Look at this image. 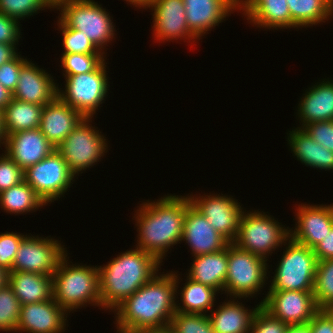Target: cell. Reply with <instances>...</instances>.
<instances>
[{"mask_svg":"<svg viewBox=\"0 0 333 333\" xmlns=\"http://www.w3.org/2000/svg\"><path fill=\"white\" fill-rule=\"evenodd\" d=\"M180 292L182 306L176 301V312L205 314L209 310H214L212 307L215 306V296L218 292L214 288L196 282L187 276V281Z\"/></svg>","mask_w":333,"mask_h":333,"instance_id":"f546056e","label":"cell"},{"mask_svg":"<svg viewBox=\"0 0 333 333\" xmlns=\"http://www.w3.org/2000/svg\"><path fill=\"white\" fill-rule=\"evenodd\" d=\"M54 8L61 11L59 18L69 28L82 31L99 51L105 53L104 45L108 46L107 42L112 41L116 32L105 8L93 0H63Z\"/></svg>","mask_w":333,"mask_h":333,"instance_id":"5b68a950","label":"cell"},{"mask_svg":"<svg viewBox=\"0 0 333 333\" xmlns=\"http://www.w3.org/2000/svg\"><path fill=\"white\" fill-rule=\"evenodd\" d=\"M24 171L5 153L0 156V193L24 180Z\"/></svg>","mask_w":333,"mask_h":333,"instance_id":"60d3db41","label":"cell"},{"mask_svg":"<svg viewBox=\"0 0 333 333\" xmlns=\"http://www.w3.org/2000/svg\"><path fill=\"white\" fill-rule=\"evenodd\" d=\"M58 24L63 35L64 52L62 54H103L82 31L69 28L60 18Z\"/></svg>","mask_w":333,"mask_h":333,"instance_id":"d590c367","label":"cell"},{"mask_svg":"<svg viewBox=\"0 0 333 333\" xmlns=\"http://www.w3.org/2000/svg\"><path fill=\"white\" fill-rule=\"evenodd\" d=\"M289 132V146L297 160L319 170H333V151L314 141L303 128L298 127Z\"/></svg>","mask_w":333,"mask_h":333,"instance_id":"83f0119b","label":"cell"},{"mask_svg":"<svg viewBox=\"0 0 333 333\" xmlns=\"http://www.w3.org/2000/svg\"><path fill=\"white\" fill-rule=\"evenodd\" d=\"M21 304L12 287L7 283L0 288V331L16 332Z\"/></svg>","mask_w":333,"mask_h":333,"instance_id":"836d02e7","label":"cell"},{"mask_svg":"<svg viewBox=\"0 0 333 333\" xmlns=\"http://www.w3.org/2000/svg\"><path fill=\"white\" fill-rule=\"evenodd\" d=\"M44 205V201L24 180L0 193V206L10 214L28 213Z\"/></svg>","mask_w":333,"mask_h":333,"instance_id":"1f68e13d","label":"cell"},{"mask_svg":"<svg viewBox=\"0 0 333 333\" xmlns=\"http://www.w3.org/2000/svg\"><path fill=\"white\" fill-rule=\"evenodd\" d=\"M53 81V77L46 70L27 60L21 66L12 97L40 106L47 105L58 96V85Z\"/></svg>","mask_w":333,"mask_h":333,"instance_id":"ffe728a7","label":"cell"},{"mask_svg":"<svg viewBox=\"0 0 333 333\" xmlns=\"http://www.w3.org/2000/svg\"><path fill=\"white\" fill-rule=\"evenodd\" d=\"M106 64L104 60L92 72L64 76L65 91L58 88V97L84 117H93L109 90Z\"/></svg>","mask_w":333,"mask_h":333,"instance_id":"30bf717a","label":"cell"},{"mask_svg":"<svg viewBox=\"0 0 333 333\" xmlns=\"http://www.w3.org/2000/svg\"><path fill=\"white\" fill-rule=\"evenodd\" d=\"M8 284L21 305L53 298V277L39 273L10 271Z\"/></svg>","mask_w":333,"mask_h":333,"instance_id":"d4e9b609","label":"cell"},{"mask_svg":"<svg viewBox=\"0 0 333 333\" xmlns=\"http://www.w3.org/2000/svg\"><path fill=\"white\" fill-rule=\"evenodd\" d=\"M5 152L23 171L52 154V145L39 128L16 132L5 137Z\"/></svg>","mask_w":333,"mask_h":333,"instance_id":"e0dca14e","label":"cell"},{"mask_svg":"<svg viewBox=\"0 0 333 333\" xmlns=\"http://www.w3.org/2000/svg\"><path fill=\"white\" fill-rule=\"evenodd\" d=\"M170 327L174 333H215L208 314L175 312Z\"/></svg>","mask_w":333,"mask_h":333,"instance_id":"e575fe53","label":"cell"},{"mask_svg":"<svg viewBox=\"0 0 333 333\" xmlns=\"http://www.w3.org/2000/svg\"><path fill=\"white\" fill-rule=\"evenodd\" d=\"M285 333H310L309 324L288 325Z\"/></svg>","mask_w":333,"mask_h":333,"instance_id":"681fc988","label":"cell"},{"mask_svg":"<svg viewBox=\"0 0 333 333\" xmlns=\"http://www.w3.org/2000/svg\"><path fill=\"white\" fill-rule=\"evenodd\" d=\"M47 7L54 5L49 0H0V13L18 22Z\"/></svg>","mask_w":333,"mask_h":333,"instance_id":"8d00e7d4","label":"cell"},{"mask_svg":"<svg viewBox=\"0 0 333 333\" xmlns=\"http://www.w3.org/2000/svg\"><path fill=\"white\" fill-rule=\"evenodd\" d=\"M264 212H242L238 235L233 242L241 250L251 252L266 261L268 254L288 242L290 230Z\"/></svg>","mask_w":333,"mask_h":333,"instance_id":"8992f818","label":"cell"},{"mask_svg":"<svg viewBox=\"0 0 333 333\" xmlns=\"http://www.w3.org/2000/svg\"><path fill=\"white\" fill-rule=\"evenodd\" d=\"M158 274L114 309L115 324L137 330L170 326L179 279L173 271Z\"/></svg>","mask_w":333,"mask_h":333,"instance_id":"6da1fadb","label":"cell"},{"mask_svg":"<svg viewBox=\"0 0 333 333\" xmlns=\"http://www.w3.org/2000/svg\"><path fill=\"white\" fill-rule=\"evenodd\" d=\"M239 10L260 28H292L287 0H239Z\"/></svg>","mask_w":333,"mask_h":333,"instance_id":"603a6c76","label":"cell"},{"mask_svg":"<svg viewBox=\"0 0 333 333\" xmlns=\"http://www.w3.org/2000/svg\"><path fill=\"white\" fill-rule=\"evenodd\" d=\"M44 106L12 98L2 110L4 136L40 127Z\"/></svg>","mask_w":333,"mask_h":333,"instance_id":"f1b7e54d","label":"cell"},{"mask_svg":"<svg viewBox=\"0 0 333 333\" xmlns=\"http://www.w3.org/2000/svg\"><path fill=\"white\" fill-rule=\"evenodd\" d=\"M191 204L206 217L212 227L233 243L238 235L243 208L231 196L223 194L188 196Z\"/></svg>","mask_w":333,"mask_h":333,"instance_id":"5bb4252c","label":"cell"},{"mask_svg":"<svg viewBox=\"0 0 333 333\" xmlns=\"http://www.w3.org/2000/svg\"><path fill=\"white\" fill-rule=\"evenodd\" d=\"M92 117H84L75 129L56 147L75 175L99 162L107 152V141L90 124ZM89 124V125H88ZM83 170V171H82Z\"/></svg>","mask_w":333,"mask_h":333,"instance_id":"9c48e42d","label":"cell"},{"mask_svg":"<svg viewBox=\"0 0 333 333\" xmlns=\"http://www.w3.org/2000/svg\"><path fill=\"white\" fill-rule=\"evenodd\" d=\"M308 324L310 333H333V310L319 309Z\"/></svg>","mask_w":333,"mask_h":333,"instance_id":"f6af8a7d","label":"cell"},{"mask_svg":"<svg viewBox=\"0 0 333 333\" xmlns=\"http://www.w3.org/2000/svg\"><path fill=\"white\" fill-rule=\"evenodd\" d=\"M288 325L260 306L252 320L250 333H285Z\"/></svg>","mask_w":333,"mask_h":333,"instance_id":"f35d334b","label":"cell"},{"mask_svg":"<svg viewBox=\"0 0 333 333\" xmlns=\"http://www.w3.org/2000/svg\"><path fill=\"white\" fill-rule=\"evenodd\" d=\"M296 211L297 226L289 229L290 238L313 249L333 227V204H301Z\"/></svg>","mask_w":333,"mask_h":333,"instance_id":"2e32d148","label":"cell"},{"mask_svg":"<svg viewBox=\"0 0 333 333\" xmlns=\"http://www.w3.org/2000/svg\"><path fill=\"white\" fill-rule=\"evenodd\" d=\"M287 4L293 28L317 25L332 15V0H287Z\"/></svg>","mask_w":333,"mask_h":333,"instance_id":"4dcf8cb0","label":"cell"},{"mask_svg":"<svg viewBox=\"0 0 333 333\" xmlns=\"http://www.w3.org/2000/svg\"><path fill=\"white\" fill-rule=\"evenodd\" d=\"M12 93L0 84V110L2 111L12 100Z\"/></svg>","mask_w":333,"mask_h":333,"instance_id":"c3c4849f","label":"cell"},{"mask_svg":"<svg viewBox=\"0 0 333 333\" xmlns=\"http://www.w3.org/2000/svg\"><path fill=\"white\" fill-rule=\"evenodd\" d=\"M141 205L134 216L135 225L138 226L136 247L153 254L162 263L168 249L182 242L184 218L191 205L190 199L167 194L156 202L148 200Z\"/></svg>","mask_w":333,"mask_h":333,"instance_id":"7a4b0ae2","label":"cell"},{"mask_svg":"<svg viewBox=\"0 0 333 333\" xmlns=\"http://www.w3.org/2000/svg\"><path fill=\"white\" fill-rule=\"evenodd\" d=\"M313 252L318 261L333 258V227L324 239L313 248Z\"/></svg>","mask_w":333,"mask_h":333,"instance_id":"bcb514c9","label":"cell"},{"mask_svg":"<svg viewBox=\"0 0 333 333\" xmlns=\"http://www.w3.org/2000/svg\"><path fill=\"white\" fill-rule=\"evenodd\" d=\"M116 326H117V332L119 331V333H142L141 330L121 327L119 325H116Z\"/></svg>","mask_w":333,"mask_h":333,"instance_id":"db71d44e","label":"cell"},{"mask_svg":"<svg viewBox=\"0 0 333 333\" xmlns=\"http://www.w3.org/2000/svg\"><path fill=\"white\" fill-rule=\"evenodd\" d=\"M23 176L46 205L64 195L76 177L57 150L27 168Z\"/></svg>","mask_w":333,"mask_h":333,"instance_id":"8fae6325","label":"cell"},{"mask_svg":"<svg viewBox=\"0 0 333 333\" xmlns=\"http://www.w3.org/2000/svg\"><path fill=\"white\" fill-rule=\"evenodd\" d=\"M313 294L318 309L333 310V258L318 261Z\"/></svg>","mask_w":333,"mask_h":333,"instance_id":"d6a6232c","label":"cell"},{"mask_svg":"<svg viewBox=\"0 0 333 333\" xmlns=\"http://www.w3.org/2000/svg\"><path fill=\"white\" fill-rule=\"evenodd\" d=\"M303 95L297 110L302 126L333 120V80L317 83Z\"/></svg>","mask_w":333,"mask_h":333,"instance_id":"cb8c5ba5","label":"cell"},{"mask_svg":"<svg viewBox=\"0 0 333 333\" xmlns=\"http://www.w3.org/2000/svg\"><path fill=\"white\" fill-rule=\"evenodd\" d=\"M26 235L6 232L0 234V266L9 272L12 269L14 258L19 249L22 239Z\"/></svg>","mask_w":333,"mask_h":333,"instance_id":"ab89813d","label":"cell"},{"mask_svg":"<svg viewBox=\"0 0 333 333\" xmlns=\"http://www.w3.org/2000/svg\"><path fill=\"white\" fill-rule=\"evenodd\" d=\"M160 264L153 254L135 247L112 258L104 267L98 266L102 308L114 310L150 281Z\"/></svg>","mask_w":333,"mask_h":333,"instance_id":"3957f363","label":"cell"},{"mask_svg":"<svg viewBox=\"0 0 333 333\" xmlns=\"http://www.w3.org/2000/svg\"><path fill=\"white\" fill-rule=\"evenodd\" d=\"M126 2L130 3L131 5L138 7V8H149V5L152 0H125Z\"/></svg>","mask_w":333,"mask_h":333,"instance_id":"f907efd6","label":"cell"},{"mask_svg":"<svg viewBox=\"0 0 333 333\" xmlns=\"http://www.w3.org/2000/svg\"><path fill=\"white\" fill-rule=\"evenodd\" d=\"M183 3L188 28L199 40L228 14L239 9V0H183Z\"/></svg>","mask_w":333,"mask_h":333,"instance_id":"44dd1931","label":"cell"},{"mask_svg":"<svg viewBox=\"0 0 333 333\" xmlns=\"http://www.w3.org/2000/svg\"><path fill=\"white\" fill-rule=\"evenodd\" d=\"M151 7V8H150ZM149 8L153 12V33L157 41L197 40L190 32L186 22L183 0H152Z\"/></svg>","mask_w":333,"mask_h":333,"instance_id":"9a60e30c","label":"cell"},{"mask_svg":"<svg viewBox=\"0 0 333 333\" xmlns=\"http://www.w3.org/2000/svg\"><path fill=\"white\" fill-rule=\"evenodd\" d=\"M1 144L3 146V144H5V136L3 133V128H2V111L0 110V147Z\"/></svg>","mask_w":333,"mask_h":333,"instance_id":"11a10c76","label":"cell"},{"mask_svg":"<svg viewBox=\"0 0 333 333\" xmlns=\"http://www.w3.org/2000/svg\"><path fill=\"white\" fill-rule=\"evenodd\" d=\"M188 277L196 282L224 291L228 267V246L215 253L199 255L193 258Z\"/></svg>","mask_w":333,"mask_h":333,"instance_id":"4316f807","label":"cell"},{"mask_svg":"<svg viewBox=\"0 0 333 333\" xmlns=\"http://www.w3.org/2000/svg\"><path fill=\"white\" fill-rule=\"evenodd\" d=\"M8 274L9 271L4 267L0 266V288L5 286L8 283Z\"/></svg>","mask_w":333,"mask_h":333,"instance_id":"f5cc1de1","label":"cell"},{"mask_svg":"<svg viewBox=\"0 0 333 333\" xmlns=\"http://www.w3.org/2000/svg\"><path fill=\"white\" fill-rule=\"evenodd\" d=\"M67 315L68 312L60 307L53 298L21 305L16 332L61 333L65 331Z\"/></svg>","mask_w":333,"mask_h":333,"instance_id":"ac0fdd59","label":"cell"},{"mask_svg":"<svg viewBox=\"0 0 333 333\" xmlns=\"http://www.w3.org/2000/svg\"><path fill=\"white\" fill-rule=\"evenodd\" d=\"M267 261L260 256L228 245V267L224 291L229 296L240 299L257 294L266 283Z\"/></svg>","mask_w":333,"mask_h":333,"instance_id":"ba28073f","label":"cell"},{"mask_svg":"<svg viewBox=\"0 0 333 333\" xmlns=\"http://www.w3.org/2000/svg\"><path fill=\"white\" fill-rule=\"evenodd\" d=\"M53 5L54 7L60 2V1H63V0H49Z\"/></svg>","mask_w":333,"mask_h":333,"instance_id":"9f6ffc18","label":"cell"},{"mask_svg":"<svg viewBox=\"0 0 333 333\" xmlns=\"http://www.w3.org/2000/svg\"><path fill=\"white\" fill-rule=\"evenodd\" d=\"M284 243L282 258L278 263L269 290L313 291L318 260L313 249L293 239Z\"/></svg>","mask_w":333,"mask_h":333,"instance_id":"52a82bcc","label":"cell"},{"mask_svg":"<svg viewBox=\"0 0 333 333\" xmlns=\"http://www.w3.org/2000/svg\"><path fill=\"white\" fill-rule=\"evenodd\" d=\"M58 240L48 237L25 236L17 250L11 271L52 276L67 250Z\"/></svg>","mask_w":333,"mask_h":333,"instance_id":"7c38bea8","label":"cell"},{"mask_svg":"<svg viewBox=\"0 0 333 333\" xmlns=\"http://www.w3.org/2000/svg\"><path fill=\"white\" fill-rule=\"evenodd\" d=\"M260 303L286 325L307 324L319 310L313 291L269 290Z\"/></svg>","mask_w":333,"mask_h":333,"instance_id":"4fadbf2b","label":"cell"},{"mask_svg":"<svg viewBox=\"0 0 333 333\" xmlns=\"http://www.w3.org/2000/svg\"><path fill=\"white\" fill-rule=\"evenodd\" d=\"M314 141L333 151V120L320 121L300 126Z\"/></svg>","mask_w":333,"mask_h":333,"instance_id":"7bdbcfd3","label":"cell"},{"mask_svg":"<svg viewBox=\"0 0 333 333\" xmlns=\"http://www.w3.org/2000/svg\"><path fill=\"white\" fill-rule=\"evenodd\" d=\"M20 56L17 54L12 60L0 66V84L11 93L17 86L21 66L27 61Z\"/></svg>","mask_w":333,"mask_h":333,"instance_id":"b9f144b4","label":"cell"},{"mask_svg":"<svg viewBox=\"0 0 333 333\" xmlns=\"http://www.w3.org/2000/svg\"><path fill=\"white\" fill-rule=\"evenodd\" d=\"M84 116L58 96L44 105L39 129L57 147L79 124Z\"/></svg>","mask_w":333,"mask_h":333,"instance_id":"7402d4cb","label":"cell"},{"mask_svg":"<svg viewBox=\"0 0 333 333\" xmlns=\"http://www.w3.org/2000/svg\"><path fill=\"white\" fill-rule=\"evenodd\" d=\"M182 241L190 246L193 257L219 252L230 244L192 204L186 210Z\"/></svg>","mask_w":333,"mask_h":333,"instance_id":"d6986e66","label":"cell"},{"mask_svg":"<svg viewBox=\"0 0 333 333\" xmlns=\"http://www.w3.org/2000/svg\"><path fill=\"white\" fill-rule=\"evenodd\" d=\"M67 253L60 259L53 277V299L67 312L82 306H101L98 267L68 265Z\"/></svg>","mask_w":333,"mask_h":333,"instance_id":"277c9868","label":"cell"},{"mask_svg":"<svg viewBox=\"0 0 333 333\" xmlns=\"http://www.w3.org/2000/svg\"><path fill=\"white\" fill-rule=\"evenodd\" d=\"M17 20L0 13V43L17 45L21 30Z\"/></svg>","mask_w":333,"mask_h":333,"instance_id":"ee69618b","label":"cell"},{"mask_svg":"<svg viewBox=\"0 0 333 333\" xmlns=\"http://www.w3.org/2000/svg\"><path fill=\"white\" fill-rule=\"evenodd\" d=\"M142 333H173L170 326L163 328L141 329Z\"/></svg>","mask_w":333,"mask_h":333,"instance_id":"816d5d0a","label":"cell"},{"mask_svg":"<svg viewBox=\"0 0 333 333\" xmlns=\"http://www.w3.org/2000/svg\"><path fill=\"white\" fill-rule=\"evenodd\" d=\"M260 306L261 303L249 310L238 300L230 299L208 316L215 333H250L252 320Z\"/></svg>","mask_w":333,"mask_h":333,"instance_id":"484cf974","label":"cell"},{"mask_svg":"<svg viewBox=\"0 0 333 333\" xmlns=\"http://www.w3.org/2000/svg\"><path fill=\"white\" fill-rule=\"evenodd\" d=\"M106 54H62L61 67L65 76L94 71L105 59Z\"/></svg>","mask_w":333,"mask_h":333,"instance_id":"74e56055","label":"cell"},{"mask_svg":"<svg viewBox=\"0 0 333 333\" xmlns=\"http://www.w3.org/2000/svg\"><path fill=\"white\" fill-rule=\"evenodd\" d=\"M16 45L0 43V66L12 60L18 53Z\"/></svg>","mask_w":333,"mask_h":333,"instance_id":"7dc6e473","label":"cell"}]
</instances>
